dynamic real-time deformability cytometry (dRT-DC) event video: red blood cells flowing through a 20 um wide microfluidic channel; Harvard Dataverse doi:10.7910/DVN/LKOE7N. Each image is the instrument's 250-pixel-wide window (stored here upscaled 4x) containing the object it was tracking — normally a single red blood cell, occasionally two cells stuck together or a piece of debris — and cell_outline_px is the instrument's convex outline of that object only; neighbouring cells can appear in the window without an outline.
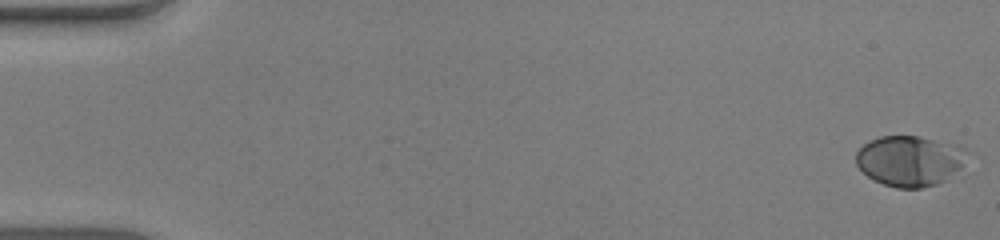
{"species": "human", "species_latin": "Homo sapiens", "temperature_condition": "warm", "stored_images_in_passage": 53, "camera_frame_rate_fps": 3000, "um_per_image_px": 0.085, "donor": {"sex": "male"}, "frame": {"image": 1, "passage_image": 1, "time_ms": 0.0, "image_size_px": [1000, 240], "cell_outline_px": [[968, 152], [960, 168], [936, 184], [920, 188], [896, 188], [884, 184], [868, 176], [856, 164], [856, 152], [868, 140], [880, 136], [920, 136], [964, 148]], "centroid_in_image_um": [77.27, 13.66], "position_along_channel_um": 7.7, "area_um2": 32.14}}
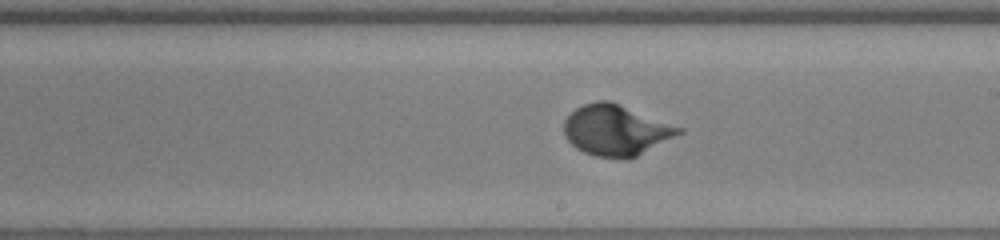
{"frame": {"image": 2, "passage_image": 31, "time_ms": 10.0, "image_size_px": [1000, 240], "cell_outline_px": [[684, 132], [628, 160], [596, 156], [584, 152], [576, 148], [564, 136], [564, 120], [576, 108], [584, 104], [596, 100], [608, 100], [684, 128]], "centroid_in_image_um": [52.35, 11.07], "position_along_channel_um": 236.7, "area_um2": 33.81}}
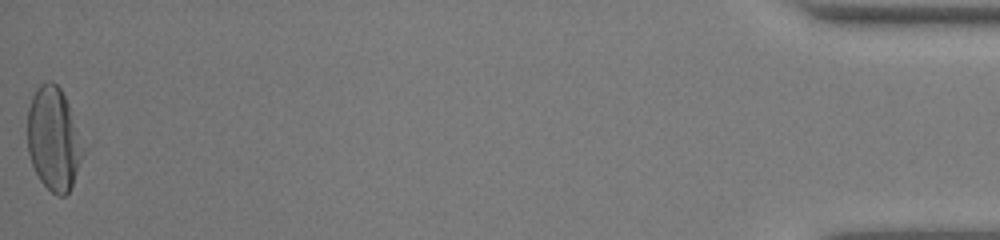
{"frame": {"image": 3, "passage_image": 53, "time_ms": 17.333, "image_size_px": [1000, 240], "cell_outline_px": [[88, 148], [72, 184], [68, 192], [64, 196], [56, 196], [40, 180], [32, 164], [28, 152], [28, 108], [32, 96], [36, 88], [40, 84], [48, 80], [52, 80], [60, 88], [68, 104]], "centroid_in_image_um": [4.61, 11.8], "position_along_channel_um": 430.6, "area_um2": 34.04}, "authors_computed_cell_mechanics": {"area_um2": 31.2698, "velocity_mm_per_s": 3.9514, "shape_relaxation_time_tau1_ms": 2.7835, "shape_relaxation_time_tau2_ms": null, "deformation_change_tau1": 0.2006, "deformation_change_tau2": null}}